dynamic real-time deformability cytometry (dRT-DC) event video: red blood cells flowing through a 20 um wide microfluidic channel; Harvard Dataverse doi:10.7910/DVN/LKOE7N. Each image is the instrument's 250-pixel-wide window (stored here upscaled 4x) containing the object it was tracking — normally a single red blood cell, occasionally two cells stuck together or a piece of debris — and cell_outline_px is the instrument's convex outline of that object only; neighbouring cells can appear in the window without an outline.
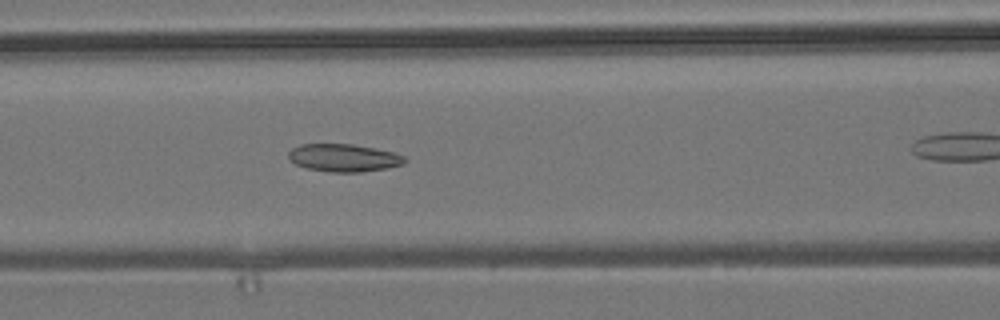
{"species": "common noctule bat (a hibernating species)", "species_latin": "Nyctalus noctula", "temperature_condition": "room temperature", "stored_images_in_passage": 15, "camera_frame_rate_fps": 3000, "um_per_image_px": 0.085, "animal": {"sex": "male", "body_mass_g": 19.2, "forearm_length_mm": 51.8}, "frame": {"image": 1, "passage_image": 15, "time_ms": 4.667, "image_size_px": [1000, 320], "cell_outline_px": [[408, 160], [404, 164], [388, 168], [360, 172], [332, 172], [308, 168], [296, 164], [288, 156], [288, 152], [292, 148], [300, 144], [352, 144], [376, 148], [392, 152], [404, 156]], "centroid_in_image_um": [29.25, 13.41], "position_along_channel_um": 137.3, "area_um2": 18.73}}